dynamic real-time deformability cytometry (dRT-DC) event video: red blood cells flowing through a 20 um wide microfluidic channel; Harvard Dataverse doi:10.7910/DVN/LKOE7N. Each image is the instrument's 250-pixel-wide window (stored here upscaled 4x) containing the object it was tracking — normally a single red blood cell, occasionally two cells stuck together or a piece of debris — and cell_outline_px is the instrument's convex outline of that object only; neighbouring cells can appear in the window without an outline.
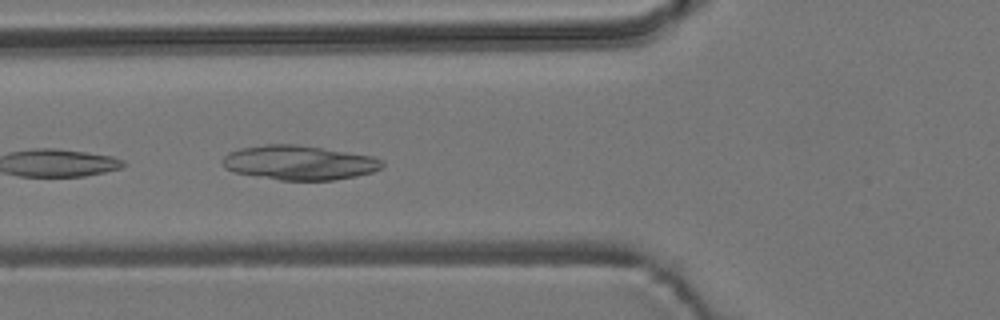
{"species": "common noctule bat (a hibernating species)", "species_latin": "Nyctalus noctula", "temperature_condition": "room temperature", "stored_images_in_passage": 14, "camera_frame_rate_fps": 3000, "um_per_image_px": 0.085, "animal": {"sex": "male", "body_mass_g": 19.2, "forearm_length_mm": 51.8}, "frame": {"image": 1, "passage_image": 5, "time_ms": 6.0, "image_size_px": [1000, 320], "cell_outline_px": [[384, 164], [380, 168], [372, 172], [356, 176], [332, 180], [280, 180], [232, 172], [224, 168], [224, 156], [228, 152], [240, 148], [264, 144], [296, 144], [372, 156], [384, 160]], "centroid_in_image_um": [25.41, 13.82], "position_along_channel_um": 100.4, "area_um2": 31.96}}
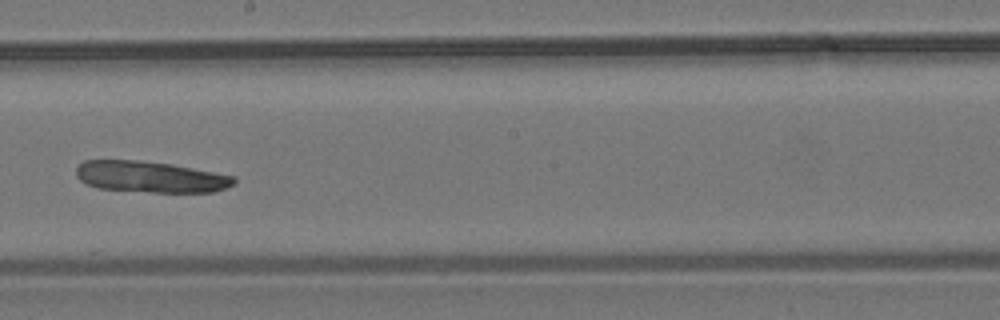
{"frame": {"image": 2, "passage_image": 8, "time_ms": 9.667, "image_size_px": [1000, 320], "cell_outline_px": [[236, 184], [216, 192], [152, 192], [96, 188], [80, 180], [76, 176], [76, 168], [84, 160], [136, 160], [172, 164], [236, 176]], "centroid_in_image_um": [12.82, 15.03], "position_along_channel_um": 235.4, "area_um2": 28.9}}
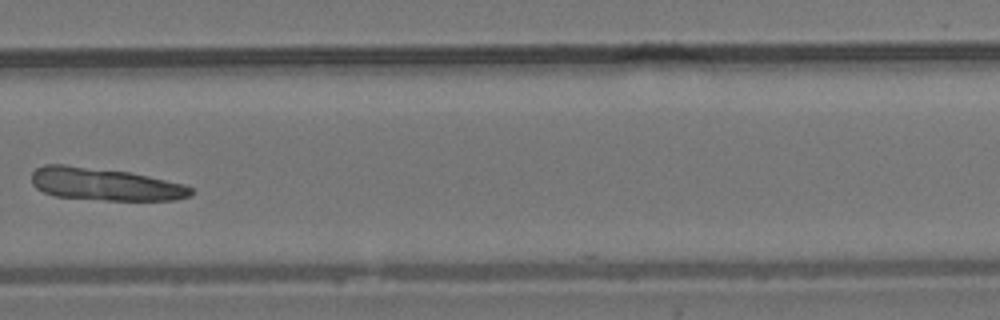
{"frame": {"image": 3, "passage_image": 10, "time_ms": 12.0, "image_size_px": [1000, 320], "cell_outline_px": [[192, 196], [176, 200], [104, 200], [52, 196], [36, 188], [32, 184], [32, 172], [36, 168], [44, 164], [64, 164], [132, 172], [184, 184], [192, 188]], "centroid_in_image_um": [8.91, 15.65], "position_along_channel_um": 320.9, "area_um2": 30.52}}